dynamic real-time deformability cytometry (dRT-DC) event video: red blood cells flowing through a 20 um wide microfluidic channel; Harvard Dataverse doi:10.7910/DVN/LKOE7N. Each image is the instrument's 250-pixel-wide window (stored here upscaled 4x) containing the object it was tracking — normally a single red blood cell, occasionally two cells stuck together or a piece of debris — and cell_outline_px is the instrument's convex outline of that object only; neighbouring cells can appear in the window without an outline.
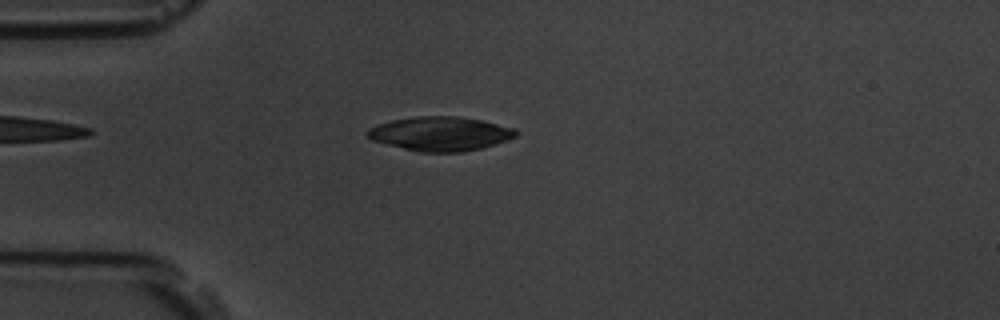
{"species": "common noctule bat (a hibernating species)", "species_latin": "Nyctalus noctula", "temperature_condition": "room temperature", "stored_images_in_passage": 4, "camera_frame_rate_fps": 3000, "um_per_image_px": 0.085, "animal": {"sex": "male", "body_mass_g": 19.5, "forearm_length_mm": 54.6}, "frame": {"image": 1, "passage_image": 4, "time_ms": 3.333, "image_size_px": [1000, 320], "cell_outline_px": [[520, 132], [516, 136], [508, 140], [496, 144], [464, 152], [420, 152], [372, 140], [368, 136], [368, 132], [376, 124], [392, 120], [416, 116], [456, 116], [480, 120], [516, 128]], "centroid_in_image_um": [37.49, 11.36], "position_along_channel_um": 47.5, "area_um2": 29.36}}